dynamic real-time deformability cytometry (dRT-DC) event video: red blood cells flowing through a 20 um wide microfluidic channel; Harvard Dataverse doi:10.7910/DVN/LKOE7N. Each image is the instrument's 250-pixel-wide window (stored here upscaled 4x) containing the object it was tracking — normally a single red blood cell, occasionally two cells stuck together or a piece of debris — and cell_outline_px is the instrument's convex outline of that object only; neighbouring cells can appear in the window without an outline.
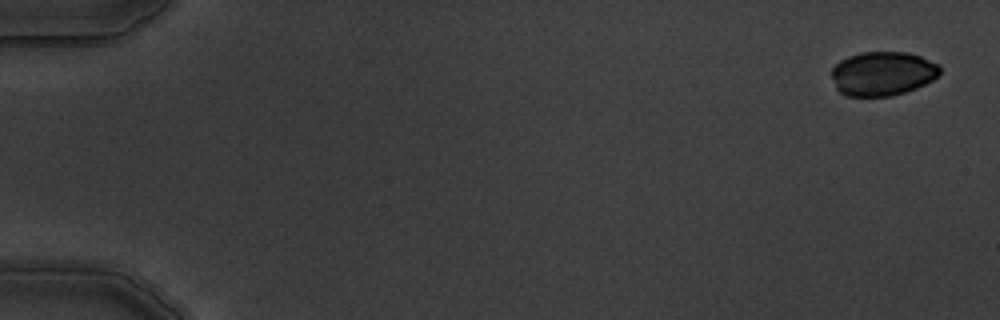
{"species": "common noctule bat (a hibernating species)", "species_latin": "Nyctalus noctula", "temperature_condition": "warm", "stored_images_in_passage": 6, "camera_frame_rate_fps": 3000, "um_per_image_px": 0.085, "animal": {"sex": "male", "body_mass_g": 19.5, "forearm_length_mm": 54.6}, "frame": {"image": 1, "passage_image": 1, "time_ms": 0.0, "image_size_px": [1000, 320], "cell_outline_px": [[940, 72], [932, 80], [916, 88], [892, 96], [844, 96], [836, 88], [832, 76], [832, 68], [840, 60], [848, 56], [860, 52], [908, 52], [920, 56], [940, 64]], "centroid_in_image_um": [75.01, 6.25], "position_along_channel_um": 10.0, "area_um2": 27.92}}